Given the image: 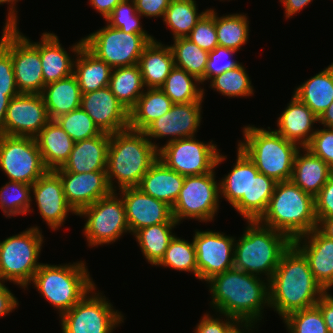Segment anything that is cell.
Segmentation results:
<instances>
[{"instance_id": "obj_6", "label": "cell", "mask_w": 333, "mask_h": 333, "mask_svg": "<svg viewBox=\"0 0 333 333\" xmlns=\"http://www.w3.org/2000/svg\"><path fill=\"white\" fill-rule=\"evenodd\" d=\"M244 141L238 145L253 161L259 173L275 182L291 180L293 164L301 147L286 140L275 130L248 125L243 128Z\"/></svg>"}, {"instance_id": "obj_28", "label": "cell", "mask_w": 333, "mask_h": 333, "mask_svg": "<svg viewBox=\"0 0 333 333\" xmlns=\"http://www.w3.org/2000/svg\"><path fill=\"white\" fill-rule=\"evenodd\" d=\"M185 176L168 168L159 159L142 177L138 188L147 195L173 207L182 189Z\"/></svg>"}, {"instance_id": "obj_48", "label": "cell", "mask_w": 333, "mask_h": 333, "mask_svg": "<svg viewBox=\"0 0 333 333\" xmlns=\"http://www.w3.org/2000/svg\"><path fill=\"white\" fill-rule=\"evenodd\" d=\"M134 0H122L106 18L107 24L125 33H147L141 25Z\"/></svg>"}, {"instance_id": "obj_31", "label": "cell", "mask_w": 333, "mask_h": 333, "mask_svg": "<svg viewBox=\"0 0 333 333\" xmlns=\"http://www.w3.org/2000/svg\"><path fill=\"white\" fill-rule=\"evenodd\" d=\"M144 86L160 88L171 69L174 67V56L171 47L151 41L143 50L138 62Z\"/></svg>"}, {"instance_id": "obj_22", "label": "cell", "mask_w": 333, "mask_h": 333, "mask_svg": "<svg viewBox=\"0 0 333 333\" xmlns=\"http://www.w3.org/2000/svg\"><path fill=\"white\" fill-rule=\"evenodd\" d=\"M56 173L61 178L67 202L77 214L112 192L106 171Z\"/></svg>"}, {"instance_id": "obj_39", "label": "cell", "mask_w": 333, "mask_h": 333, "mask_svg": "<svg viewBox=\"0 0 333 333\" xmlns=\"http://www.w3.org/2000/svg\"><path fill=\"white\" fill-rule=\"evenodd\" d=\"M195 0H171L165 11L163 21L168 26L173 38L187 37L200 18L208 11L197 12Z\"/></svg>"}, {"instance_id": "obj_5", "label": "cell", "mask_w": 333, "mask_h": 333, "mask_svg": "<svg viewBox=\"0 0 333 333\" xmlns=\"http://www.w3.org/2000/svg\"><path fill=\"white\" fill-rule=\"evenodd\" d=\"M247 225L243 235L235 240L234 268L259 277L265 275L269 282L293 241L258 220L247 221Z\"/></svg>"}, {"instance_id": "obj_18", "label": "cell", "mask_w": 333, "mask_h": 333, "mask_svg": "<svg viewBox=\"0 0 333 333\" xmlns=\"http://www.w3.org/2000/svg\"><path fill=\"white\" fill-rule=\"evenodd\" d=\"M202 102L173 104L170 111L154 120L144 130L145 136L152 138H169L166 143L195 137L201 123Z\"/></svg>"}, {"instance_id": "obj_37", "label": "cell", "mask_w": 333, "mask_h": 333, "mask_svg": "<svg viewBox=\"0 0 333 333\" xmlns=\"http://www.w3.org/2000/svg\"><path fill=\"white\" fill-rule=\"evenodd\" d=\"M178 223H160L137 230L133 235L148 263L157 265L164 257Z\"/></svg>"}, {"instance_id": "obj_24", "label": "cell", "mask_w": 333, "mask_h": 333, "mask_svg": "<svg viewBox=\"0 0 333 333\" xmlns=\"http://www.w3.org/2000/svg\"><path fill=\"white\" fill-rule=\"evenodd\" d=\"M250 172L259 171L253 161L238 146L236 163L228 175L219 181L220 195L247 221H249Z\"/></svg>"}, {"instance_id": "obj_21", "label": "cell", "mask_w": 333, "mask_h": 333, "mask_svg": "<svg viewBox=\"0 0 333 333\" xmlns=\"http://www.w3.org/2000/svg\"><path fill=\"white\" fill-rule=\"evenodd\" d=\"M43 221L54 230L59 229L68 217V213H77L66 200L60 176L54 170H48L31 188Z\"/></svg>"}, {"instance_id": "obj_51", "label": "cell", "mask_w": 333, "mask_h": 333, "mask_svg": "<svg viewBox=\"0 0 333 333\" xmlns=\"http://www.w3.org/2000/svg\"><path fill=\"white\" fill-rule=\"evenodd\" d=\"M305 148L321 158L333 170V128L317 129Z\"/></svg>"}, {"instance_id": "obj_46", "label": "cell", "mask_w": 333, "mask_h": 333, "mask_svg": "<svg viewBox=\"0 0 333 333\" xmlns=\"http://www.w3.org/2000/svg\"><path fill=\"white\" fill-rule=\"evenodd\" d=\"M54 120L74 142L96 137L102 133L81 107L60 115Z\"/></svg>"}, {"instance_id": "obj_59", "label": "cell", "mask_w": 333, "mask_h": 333, "mask_svg": "<svg viewBox=\"0 0 333 333\" xmlns=\"http://www.w3.org/2000/svg\"><path fill=\"white\" fill-rule=\"evenodd\" d=\"M313 0H280L285 7V17L290 18L300 10L305 8Z\"/></svg>"}, {"instance_id": "obj_41", "label": "cell", "mask_w": 333, "mask_h": 333, "mask_svg": "<svg viewBox=\"0 0 333 333\" xmlns=\"http://www.w3.org/2000/svg\"><path fill=\"white\" fill-rule=\"evenodd\" d=\"M249 21L243 14H229L219 17L215 12V27L218 45L240 50L249 39Z\"/></svg>"}, {"instance_id": "obj_64", "label": "cell", "mask_w": 333, "mask_h": 333, "mask_svg": "<svg viewBox=\"0 0 333 333\" xmlns=\"http://www.w3.org/2000/svg\"><path fill=\"white\" fill-rule=\"evenodd\" d=\"M319 123H321L324 127L333 128V102L320 115Z\"/></svg>"}, {"instance_id": "obj_52", "label": "cell", "mask_w": 333, "mask_h": 333, "mask_svg": "<svg viewBox=\"0 0 333 333\" xmlns=\"http://www.w3.org/2000/svg\"><path fill=\"white\" fill-rule=\"evenodd\" d=\"M11 54L0 44V95H19Z\"/></svg>"}, {"instance_id": "obj_62", "label": "cell", "mask_w": 333, "mask_h": 333, "mask_svg": "<svg viewBox=\"0 0 333 333\" xmlns=\"http://www.w3.org/2000/svg\"><path fill=\"white\" fill-rule=\"evenodd\" d=\"M317 229L327 238L333 239V217L320 219L317 223Z\"/></svg>"}, {"instance_id": "obj_63", "label": "cell", "mask_w": 333, "mask_h": 333, "mask_svg": "<svg viewBox=\"0 0 333 333\" xmlns=\"http://www.w3.org/2000/svg\"><path fill=\"white\" fill-rule=\"evenodd\" d=\"M17 95H0V135L3 134L4 121L9 101L12 97Z\"/></svg>"}, {"instance_id": "obj_44", "label": "cell", "mask_w": 333, "mask_h": 333, "mask_svg": "<svg viewBox=\"0 0 333 333\" xmlns=\"http://www.w3.org/2000/svg\"><path fill=\"white\" fill-rule=\"evenodd\" d=\"M210 87L229 98L249 97L254 94L250 78L242 64L212 78Z\"/></svg>"}, {"instance_id": "obj_17", "label": "cell", "mask_w": 333, "mask_h": 333, "mask_svg": "<svg viewBox=\"0 0 333 333\" xmlns=\"http://www.w3.org/2000/svg\"><path fill=\"white\" fill-rule=\"evenodd\" d=\"M49 121L41 94L20 93L9 101L3 134L35 138Z\"/></svg>"}, {"instance_id": "obj_43", "label": "cell", "mask_w": 333, "mask_h": 333, "mask_svg": "<svg viewBox=\"0 0 333 333\" xmlns=\"http://www.w3.org/2000/svg\"><path fill=\"white\" fill-rule=\"evenodd\" d=\"M31 188L22 182L9 181L0 188V208L4 216L25 215L31 212Z\"/></svg>"}, {"instance_id": "obj_1", "label": "cell", "mask_w": 333, "mask_h": 333, "mask_svg": "<svg viewBox=\"0 0 333 333\" xmlns=\"http://www.w3.org/2000/svg\"><path fill=\"white\" fill-rule=\"evenodd\" d=\"M325 293L315 280L307 258L292 243L269 281V307L284 319L293 312L315 306Z\"/></svg>"}, {"instance_id": "obj_10", "label": "cell", "mask_w": 333, "mask_h": 333, "mask_svg": "<svg viewBox=\"0 0 333 333\" xmlns=\"http://www.w3.org/2000/svg\"><path fill=\"white\" fill-rule=\"evenodd\" d=\"M0 44L11 54L15 82L20 93L41 94L45 86L40 42H31L19 27H3Z\"/></svg>"}, {"instance_id": "obj_23", "label": "cell", "mask_w": 333, "mask_h": 333, "mask_svg": "<svg viewBox=\"0 0 333 333\" xmlns=\"http://www.w3.org/2000/svg\"><path fill=\"white\" fill-rule=\"evenodd\" d=\"M293 244L307 258L315 280L329 292L333 287V239L327 238L314 228L311 232L295 238Z\"/></svg>"}, {"instance_id": "obj_47", "label": "cell", "mask_w": 333, "mask_h": 333, "mask_svg": "<svg viewBox=\"0 0 333 333\" xmlns=\"http://www.w3.org/2000/svg\"><path fill=\"white\" fill-rule=\"evenodd\" d=\"M283 321L290 333H328L322 313L316 305L293 312Z\"/></svg>"}, {"instance_id": "obj_27", "label": "cell", "mask_w": 333, "mask_h": 333, "mask_svg": "<svg viewBox=\"0 0 333 333\" xmlns=\"http://www.w3.org/2000/svg\"><path fill=\"white\" fill-rule=\"evenodd\" d=\"M71 47V51L77 57L74 61L73 74L77 78L81 93L85 94L109 86L113 69L84 46L83 38Z\"/></svg>"}, {"instance_id": "obj_9", "label": "cell", "mask_w": 333, "mask_h": 333, "mask_svg": "<svg viewBox=\"0 0 333 333\" xmlns=\"http://www.w3.org/2000/svg\"><path fill=\"white\" fill-rule=\"evenodd\" d=\"M155 38L148 33H125L106 25L84 37V46L112 69L138 64L145 47Z\"/></svg>"}, {"instance_id": "obj_33", "label": "cell", "mask_w": 333, "mask_h": 333, "mask_svg": "<svg viewBox=\"0 0 333 333\" xmlns=\"http://www.w3.org/2000/svg\"><path fill=\"white\" fill-rule=\"evenodd\" d=\"M50 120L80 108L82 93L74 74L44 86L41 93Z\"/></svg>"}, {"instance_id": "obj_35", "label": "cell", "mask_w": 333, "mask_h": 333, "mask_svg": "<svg viewBox=\"0 0 333 333\" xmlns=\"http://www.w3.org/2000/svg\"><path fill=\"white\" fill-rule=\"evenodd\" d=\"M136 105L129 111V128L143 131L172 107L171 99L160 88H146Z\"/></svg>"}, {"instance_id": "obj_58", "label": "cell", "mask_w": 333, "mask_h": 333, "mask_svg": "<svg viewBox=\"0 0 333 333\" xmlns=\"http://www.w3.org/2000/svg\"><path fill=\"white\" fill-rule=\"evenodd\" d=\"M121 1L122 0H89L93 9L99 12L105 20Z\"/></svg>"}, {"instance_id": "obj_36", "label": "cell", "mask_w": 333, "mask_h": 333, "mask_svg": "<svg viewBox=\"0 0 333 333\" xmlns=\"http://www.w3.org/2000/svg\"><path fill=\"white\" fill-rule=\"evenodd\" d=\"M144 83L139 65L114 68L109 88L115 97L130 111L143 94Z\"/></svg>"}, {"instance_id": "obj_53", "label": "cell", "mask_w": 333, "mask_h": 333, "mask_svg": "<svg viewBox=\"0 0 333 333\" xmlns=\"http://www.w3.org/2000/svg\"><path fill=\"white\" fill-rule=\"evenodd\" d=\"M315 213L317 221L333 217V173L315 197Z\"/></svg>"}, {"instance_id": "obj_50", "label": "cell", "mask_w": 333, "mask_h": 333, "mask_svg": "<svg viewBox=\"0 0 333 333\" xmlns=\"http://www.w3.org/2000/svg\"><path fill=\"white\" fill-rule=\"evenodd\" d=\"M235 52L237 51L234 49L219 45L215 47L214 50L210 51L205 69L204 81L211 80L227 70H232L238 67L241 63L232 59ZM224 60H226V62Z\"/></svg>"}, {"instance_id": "obj_19", "label": "cell", "mask_w": 333, "mask_h": 333, "mask_svg": "<svg viewBox=\"0 0 333 333\" xmlns=\"http://www.w3.org/2000/svg\"><path fill=\"white\" fill-rule=\"evenodd\" d=\"M119 192L121 193L118 195L122 194L131 234L144 227L160 223H177L173 218L171 206L147 195L138 187L123 188Z\"/></svg>"}, {"instance_id": "obj_60", "label": "cell", "mask_w": 333, "mask_h": 333, "mask_svg": "<svg viewBox=\"0 0 333 333\" xmlns=\"http://www.w3.org/2000/svg\"><path fill=\"white\" fill-rule=\"evenodd\" d=\"M255 324H257L256 322L250 321V320H235L226 330L225 333H244L249 330L252 331V328H254ZM241 327V329H240ZM247 329V331L244 329Z\"/></svg>"}, {"instance_id": "obj_25", "label": "cell", "mask_w": 333, "mask_h": 333, "mask_svg": "<svg viewBox=\"0 0 333 333\" xmlns=\"http://www.w3.org/2000/svg\"><path fill=\"white\" fill-rule=\"evenodd\" d=\"M110 134L102 132L96 137L74 143L68 160L55 172L89 173L106 171Z\"/></svg>"}, {"instance_id": "obj_7", "label": "cell", "mask_w": 333, "mask_h": 333, "mask_svg": "<svg viewBox=\"0 0 333 333\" xmlns=\"http://www.w3.org/2000/svg\"><path fill=\"white\" fill-rule=\"evenodd\" d=\"M86 267L83 261L58 266L42 263L31 283L61 316L96 286Z\"/></svg>"}, {"instance_id": "obj_38", "label": "cell", "mask_w": 333, "mask_h": 333, "mask_svg": "<svg viewBox=\"0 0 333 333\" xmlns=\"http://www.w3.org/2000/svg\"><path fill=\"white\" fill-rule=\"evenodd\" d=\"M195 82V83H194ZM200 81L182 68L174 66L160 89L173 104L203 102L204 89L197 87Z\"/></svg>"}, {"instance_id": "obj_16", "label": "cell", "mask_w": 333, "mask_h": 333, "mask_svg": "<svg viewBox=\"0 0 333 333\" xmlns=\"http://www.w3.org/2000/svg\"><path fill=\"white\" fill-rule=\"evenodd\" d=\"M234 237L213 231H198L193 236L198 279L208 281L214 275L234 268Z\"/></svg>"}, {"instance_id": "obj_20", "label": "cell", "mask_w": 333, "mask_h": 333, "mask_svg": "<svg viewBox=\"0 0 333 333\" xmlns=\"http://www.w3.org/2000/svg\"><path fill=\"white\" fill-rule=\"evenodd\" d=\"M80 107L101 132L114 134L129 128V111L109 86L82 94Z\"/></svg>"}, {"instance_id": "obj_8", "label": "cell", "mask_w": 333, "mask_h": 333, "mask_svg": "<svg viewBox=\"0 0 333 333\" xmlns=\"http://www.w3.org/2000/svg\"><path fill=\"white\" fill-rule=\"evenodd\" d=\"M43 238L39 227L33 226L0 241V282H13L24 289L31 285L42 264L37 261Z\"/></svg>"}, {"instance_id": "obj_14", "label": "cell", "mask_w": 333, "mask_h": 333, "mask_svg": "<svg viewBox=\"0 0 333 333\" xmlns=\"http://www.w3.org/2000/svg\"><path fill=\"white\" fill-rule=\"evenodd\" d=\"M95 289L96 286L60 316L62 333H112L124 322L121 312L116 311L108 299L102 293H96Z\"/></svg>"}, {"instance_id": "obj_54", "label": "cell", "mask_w": 333, "mask_h": 333, "mask_svg": "<svg viewBox=\"0 0 333 333\" xmlns=\"http://www.w3.org/2000/svg\"><path fill=\"white\" fill-rule=\"evenodd\" d=\"M226 321L220 317L214 318L209 313L204 314L195 328V333H225V330L236 320L226 316Z\"/></svg>"}, {"instance_id": "obj_56", "label": "cell", "mask_w": 333, "mask_h": 333, "mask_svg": "<svg viewBox=\"0 0 333 333\" xmlns=\"http://www.w3.org/2000/svg\"><path fill=\"white\" fill-rule=\"evenodd\" d=\"M316 306L320 309L328 333H333V296L326 292L317 302Z\"/></svg>"}, {"instance_id": "obj_55", "label": "cell", "mask_w": 333, "mask_h": 333, "mask_svg": "<svg viewBox=\"0 0 333 333\" xmlns=\"http://www.w3.org/2000/svg\"><path fill=\"white\" fill-rule=\"evenodd\" d=\"M171 0H134L137 12L144 17H162Z\"/></svg>"}, {"instance_id": "obj_45", "label": "cell", "mask_w": 333, "mask_h": 333, "mask_svg": "<svg viewBox=\"0 0 333 333\" xmlns=\"http://www.w3.org/2000/svg\"><path fill=\"white\" fill-rule=\"evenodd\" d=\"M276 183L262 173L250 172L249 221L259 220L265 213Z\"/></svg>"}, {"instance_id": "obj_4", "label": "cell", "mask_w": 333, "mask_h": 333, "mask_svg": "<svg viewBox=\"0 0 333 333\" xmlns=\"http://www.w3.org/2000/svg\"><path fill=\"white\" fill-rule=\"evenodd\" d=\"M258 221L293 241L317 228L315 198L291 180L277 182L268 207Z\"/></svg>"}, {"instance_id": "obj_3", "label": "cell", "mask_w": 333, "mask_h": 333, "mask_svg": "<svg viewBox=\"0 0 333 333\" xmlns=\"http://www.w3.org/2000/svg\"><path fill=\"white\" fill-rule=\"evenodd\" d=\"M159 149L143 131L127 128L110 134L106 173L111 190L117 191V186L113 185L116 179L118 190L138 187L142 177L158 160Z\"/></svg>"}, {"instance_id": "obj_30", "label": "cell", "mask_w": 333, "mask_h": 333, "mask_svg": "<svg viewBox=\"0 0 333 333\" xmlns=\"http://www.w3.org/2000/svg\"><path fill=\"white\" fill-rule=\"evenodd\" d=\"M35 140L48 170L61 168L68 160L75 143L55 120H50Z\"/></svg>"}, {"instance_id": "obj_49", "label": "cell", "mask_w": 333, "mask_h": 333, "mask_svg": "<svg viewBox=\"0 0 333 333\" xmlns=\"http://www.w3.org/2000/svg\"><path fill=\"white\" fill-rule=\"evenodd\" d=\"M214 10L208 9L187 36L188 39L207 52L218 46Z\"/></svg>"}, {"instance_id": "obj_26", "label": "cell", "mask_w": 333, "mask_h": 333, "mask_svg": "<svg viewBox=\"0 0 333 333\" xmlns=\"http://www.w3.org/2000/svg\"><path fill=\"white\" fill-rule=\"evenodd\" d=\"M319 118L311 109L293 95L281 116L278 117L275 131L286 140L292 141L301 148L306 147L317 129L313 128ZM314 129V130H313Z\"/></svg>"}, {"instance_id": "obj_57", "label": "cell", "mask_w": 333, "mask_h": 333, "mask_svg": "<svg viewBox=\"0 0 333 333\" xmlns=\"http://www.w3.org/2000/svg\"><path fill=\"white\" fill-rule=\"evenodd\" d=\"M4 284L0 282V317L8 315L19 304L17 298Z\"/></svg>"}, {"instance_id": "obj_2", "label": "cell", "mask_w": 333, "mask_h": 333, "mask_svg": "<svg viewBox=\"0 0 333 333\" xmlns=\"http://www.w3.org/2000/svg\"><path fill=\"white\" fill-rule=\"evenodd\" d=\"M236 268L214 275L207 281L211 307L236 320L260 321L269 307V282Z\"/></svg>"}, {"instance_id": "obj_61", "label": "cell", "mask_w": 333, "mask_h": 333, "mask_svg": "<svg viewBox=\"0 0 333 333\" xmlns=\"http://www.w3.org/2000/svg\"><path fill=\"white\" fill-rule=\"evenodd\" d=\"M19 0H0V4L2 5L3 3L10 4L9 6V11H8V16L5 22L4 26L8 27H15L17 26V12L15 9V3L18 2Z\"/></svg>"}, {"instance_id": "obj_34", "label": "cell", "mask_w": 333, "mask_h": 333, "mask_svg": "<svg viewBox=\"0 0 333 333\" xmlns=\"http://www.w3.org/2000/svg\"><path fill=\"white\" fill-rule=\"evenodd\" d=\"M294 95L319 118L333 102V62L299 85Z\"/></svg>"}, {"instance_id": "obj_15", "label": "cell", "mask_w": 333, "mask_h": 333, "mask_svg": "<svg viewBox=\"0 0 333 333\" xmlns=\"http://www.w3.org/2000/svg\"><path fill=\"white\" fill-rule=\"evenodd\" d=\"M0 168L9 181L33 185L48 169L35 138L0 135Z\"/></svg>"}, {"instance_id": "obj_40", "label": "cell", "mask_w": 333, "mask_h": 333, "mask_svg": "<svg viewBox=\"0 0 333 333\" xmlns=\"http://www.w3.org/2000/svg\"><path fill=\"white\" fill-rule=\"evenodd\" d=\"M173 40L174 44H171L170 47L174 56V66L184 69L202 84L209 52L200 48L187 37Z\"/></svg>"}, {"instance_id": "obj_11", "label": "cell", "mask_w": 333, "mask_h": 333, "mask_svg": "<svg viewBox=\"0 0 333 333\" xmlns=\"http://www.w3.org/2000/svg\"><path fill=\"white\" fill-rule=\"evenodd\" d=\"M226 156L217 145L204 143L196 137L178 139L161 146L158 159L182 176H197L215 171Z\"/></svg>"}, {"instance_id": "obj_13", "label": "cell", "mask_w": 333, "mask_h": 333, "mask_svg": "<svg viewBox=\"0 0 333 333\" xmlns=\"http://www.w3.org/2000/svg\"><path fill=\"white\" fill-rule=\"evenodd\" d=\"M215 172L185 176L183 186L172 207L173 218L179 224L183 219L209 222L219 210L220 183Z\"/></svg>"}, {"instance_id": "obj_42", "label": "cell", "mask_w": 333, "mask_h": 333, "mask_svg": "<svg viewBox=\"0 0 333 333\" xmlns=\"http://www.w3.org/2000/svg\"><path fill=\"white\" fill-rule=\"evenodd\" d=\"M170 267L175 270L192 272L198 279V267L193 241L174 236L166 249L164 257L156 266Z\"/></svg>"}, {"instance_id": "obj_32", "label": "cell", "mask_w": 333, "mask_h": 333, "mask_svg": "<svg viewBox=\"0 0 333 333\" xmlns=\"http://www.w3.org/2000/svg\"><path fill=\"white\" fill-rule=\"evenodd\" d=\"M40 59L44 84L47 85L73 74L74 58L61 46L54 33H42L40 40Z\"/></svg>"}, {"instance_id": "obj_29", "label": "cell", "mask_w": 333, "mask_h": 333, "mask_svg": "<svg viewBox=\"0 0 333 333\" xmlns=\"http://www.w3.org/2000/svg\"><path fill=\"white\" fill-rule=\"evenodd\" d=\"M302 149L304 153L301 154L299 150L295 156L291 181L315 198L327 183L333 170L307 148Z\"/></svg>"}, {"instance_id": "obj_12", "label": "cell", "mask_w": 333, "mask_h": 333, "mask_svg": "<svg viewBox=\"0 0 333 333\" xmlns=\"http://www.w3.org/2000/svg\"><path fill=\"white\" fill-rule=\"evenodd\" d=\"M117 195L112 191L77 214L87 219L83 233L88 246L111 244L124 233H130L122 197Z\"/></svg>"}]
</instances>
